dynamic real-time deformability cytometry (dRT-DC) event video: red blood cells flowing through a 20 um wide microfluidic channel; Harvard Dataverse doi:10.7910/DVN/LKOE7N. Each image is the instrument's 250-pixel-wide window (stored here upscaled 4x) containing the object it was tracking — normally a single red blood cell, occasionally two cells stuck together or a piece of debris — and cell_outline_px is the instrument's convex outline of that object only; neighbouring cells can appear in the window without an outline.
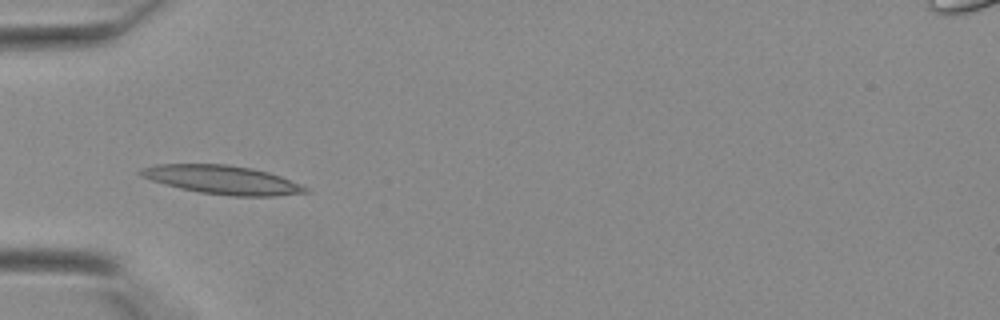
{"species": "Egyptian fruit bat (a non-hibernating species)", "species_latin": "Rousettus aegyptiacus", "temperature_condition": "warm", "stored_images_in_passage": 26, "camera_frame_rate_fps": 3000, "um_per_image_px": 0.085, "animal": {"sex": "female"}, "frame": {"image": 1, "passage_image": 2, "time_ms": 0.333, "image_size_px": [1000, 320], "cell_outline_px": [[308, 192], [276, 196], [232, 196], [200, 192], [180, 188], [164, 184], [140, 176], [136, 172], [140, 168], [156, 164], [228, 164], [252, 168], [268, 172], [280, 176], [300, 184], [308, 188]], "centroid_in_image_um": [18.86, 15.27], "position_along_channel_um": 66.1, "area_um2": 27.51}}
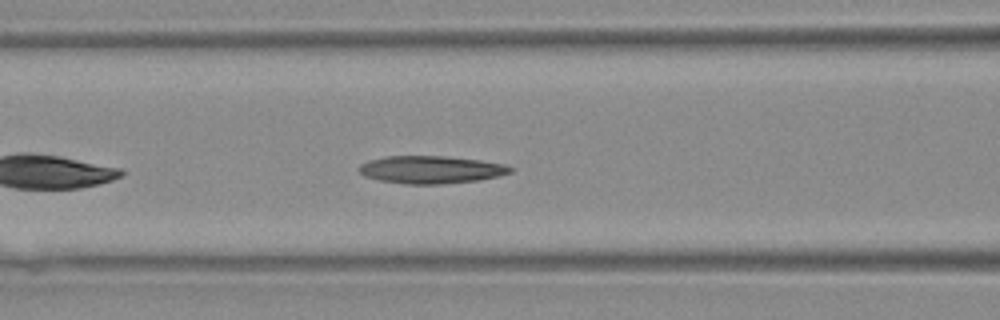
{"frame": {"image": 2, "passage_image": 6, "time_ms": 1.667, "image_size_px": [1000, 320], "cell_outline_px": [[516, 168], [512, 172], [500, 176], [480, 180], [440, 184], [404, 184], [380, 180], [364, 176], [360, 172], [360, 164], [368, 160], [384, 156], [444, 156], [480, 160], [504, 164]], "centroid_in_image_um": [36.67, 14.42], "position_along_channel_um": 129.9, "area_um2": 24.51}}
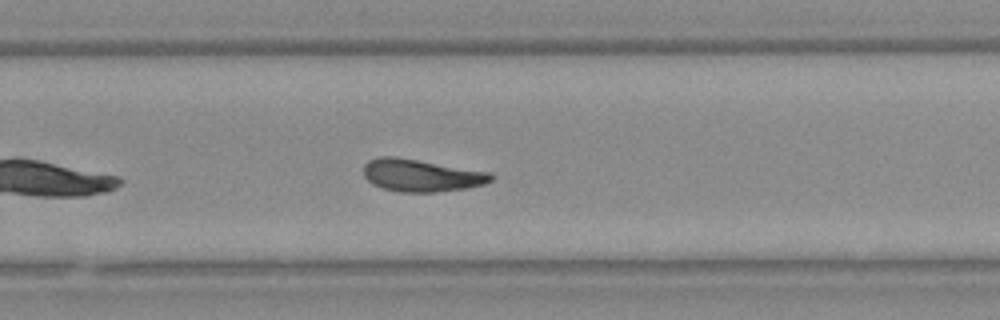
{"frame": {"image": 3, "passage_image": 16, "time_ms": 5.0, "image_size_px": [1000, 320], "cell_outline_px": [[496, 176], [492, 180], [484, 184], [464, 188], [436, 192], [400, 192], [384, 188], [372, 184], [364, 176], [364, 164], [368, 160], [380, 156], [396, 156], [492, 172]], "centroid_in_image_um": [35.82, 14.89], "position_along_channel_um": 294.0, "area_um2": 24.22}}